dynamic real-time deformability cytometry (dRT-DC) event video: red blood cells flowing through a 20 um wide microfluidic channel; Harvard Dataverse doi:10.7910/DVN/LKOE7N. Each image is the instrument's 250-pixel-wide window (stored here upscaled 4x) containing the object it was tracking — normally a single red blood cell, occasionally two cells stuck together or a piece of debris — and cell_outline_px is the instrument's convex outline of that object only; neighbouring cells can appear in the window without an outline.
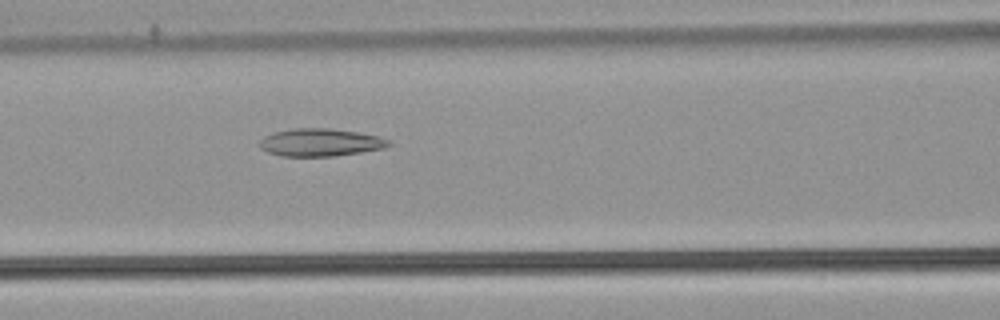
{"species": "common noctule bat (a hibernating species)", "species_latin": "Nyctalus noctula", "temperature_condition": "warm", "stored_images_in_passage": 53, "camera_frame_rate_fps": 3000, "um_per_image_px": 0.085, "animal": {"sex": "male", "body_mass_g": 21.5, "forearm_length_mm": 52.0}, "frame": {"image": 1, "passage_image": 23, "time_ms": 7.333, "image_size_px": [1000, 320], "cell_outline_px": [[392, 144], [384, 148], [336, 156], [280, 156], [268, 152], [260, 148], [260, 140], [264, 136], [272, 132], [292, 128], [332, 128], [380, 136], [388, 140]], "centroid_in_image_um": [27.21, 12.1], "position_along_channel_um": 139.4, "area_um2": 20.92}}
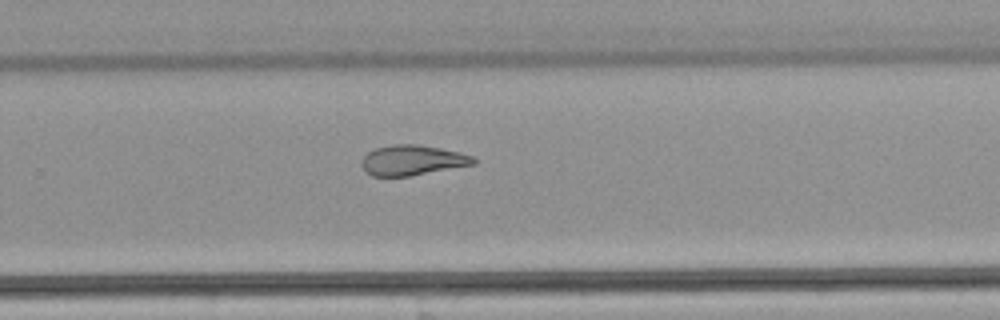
{"frame": {"image": 2, "passage_image": 35, "time_ms": 11.333, "image_size_px": [1000, 320], "cell_outline_px": [[476, 164], [408, 176], [372, 176], [364, 172], [360, 164], [360, 160], [368, 152], [376, 148], [392, 144], [416, 144], [440, 148], [460, 152], [472, 156], [476, 160]], "centroid_in_image_um": [35.01, 13.62], "position_along_channel_um": 294.8, "area_um2": 19.77}}
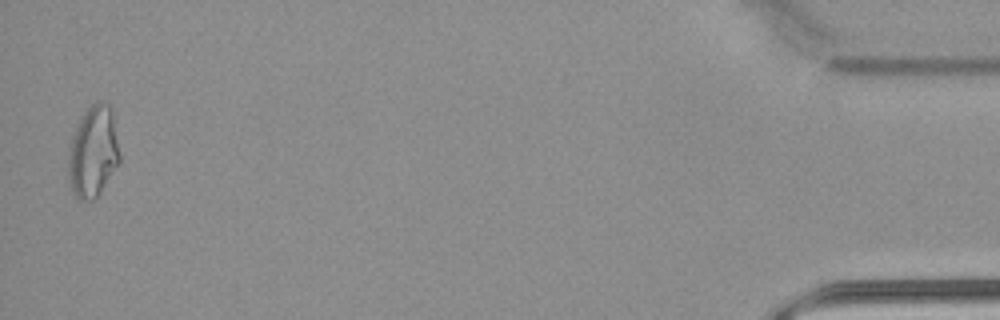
{"frame": {"image": 3, "passage_image": 52, "time_ms": 17.0, "image_size_px": [1000, 320], "cell_outline_px": [[120, 160], [100, 192], [92, 200], [80, 200], [72, 192], [68, 172], [68, 156], [72, 136], [80, 116], [96, 100], [104, 100], [112, 104], [120, 156]], "centroid_in_image_um": [7.93, 12.82], "position_along_channel_um": 427.3, "area_um2": 27.51}, "authors_computed_cell_mechanics": {"area_um2": 23.987, "velocity_mm_per_s": 3.8969, "shape_relaxation_time_tau1_ms": null, "shape_relaxation_time_tau2_ms": 3.4779, "deformation_change_tau1": null, "deformation_change_tau2": 0.1208}}